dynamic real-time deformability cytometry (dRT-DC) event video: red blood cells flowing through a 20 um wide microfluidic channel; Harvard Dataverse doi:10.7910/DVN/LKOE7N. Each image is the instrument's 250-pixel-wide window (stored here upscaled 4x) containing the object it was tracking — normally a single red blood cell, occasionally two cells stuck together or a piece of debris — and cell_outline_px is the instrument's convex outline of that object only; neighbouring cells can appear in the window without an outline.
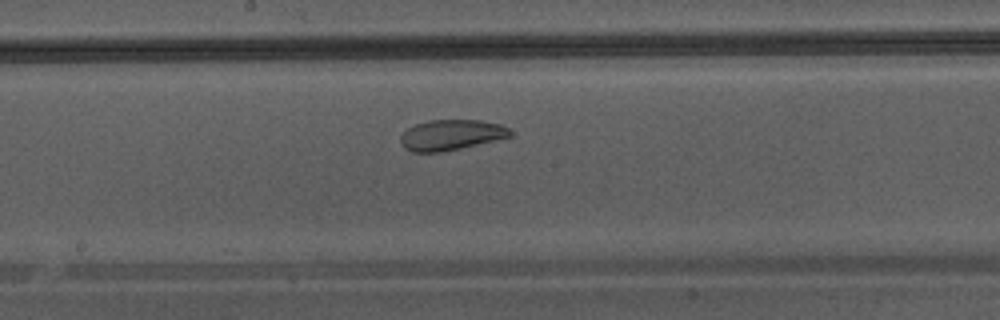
{"species": "Egyptian fruit bat (a non-hibernating species)", "species_latin": "Rousettus aegyptiacus", "temperature_condition": "warm", "stored_images_in_passage": 37, "camera_frame_rate_fps": 3000, "um_per_image_px": 0.085, "animal": {"sex": "male"}, "frame": {"image": 1, "passage_image": 16, "time_ms": 5.0, "image_size_px": [1000, 320], "cell_outline_px": [[512, 136], [460, 148], [440, 152], [412, 152], [404, 148], [400, 144], [400, 136], [408, 128], [416, 124], [428, 120], [480, 120], [500, 124], [508, 128], [512, 132]], "centroid_in_image_um": [38.32, 11.47], "position_along_channel_um": 209.9, "area_um2": 19.42}}